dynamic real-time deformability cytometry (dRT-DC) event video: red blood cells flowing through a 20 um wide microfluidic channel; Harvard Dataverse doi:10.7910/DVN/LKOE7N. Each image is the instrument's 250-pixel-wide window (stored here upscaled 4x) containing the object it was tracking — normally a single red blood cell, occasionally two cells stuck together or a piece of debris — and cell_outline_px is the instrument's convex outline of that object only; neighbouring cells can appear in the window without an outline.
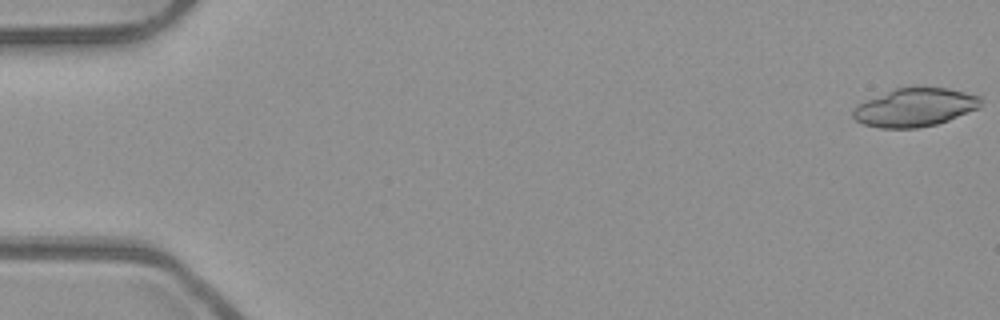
{"species": "common noctule bat (a hibernating species)", "species_latin": "Nyctalus noctula", "temperature_condition": "room temperature", "stored_images_in_passage": 50, "segment_of_instrument_passage": [1, 2], "camera_frame_rate_fps": 3000, "um_per_image_px": 0.085, "animal": {"sex": "male", "body_mass_g": 23.1, "forearm_length_mm": 52.7}, "frame": {"image": 1, "passage_image": 1, "time_ms": 0.0, "image_size_px": [1000, 320], "cell_outline_px": [[980, 108], [948, 120], [936, 124], [916, 128], [880, 128], [864, 124], [856, 120], [852, 116], [852, 108], [864, 100], [896, 88], [948, 88], [980, 96]], "centroid_in_image_um": [77.73, 9.14], "position_along_channel_um": 7.3, "area_um2": 28.38}}